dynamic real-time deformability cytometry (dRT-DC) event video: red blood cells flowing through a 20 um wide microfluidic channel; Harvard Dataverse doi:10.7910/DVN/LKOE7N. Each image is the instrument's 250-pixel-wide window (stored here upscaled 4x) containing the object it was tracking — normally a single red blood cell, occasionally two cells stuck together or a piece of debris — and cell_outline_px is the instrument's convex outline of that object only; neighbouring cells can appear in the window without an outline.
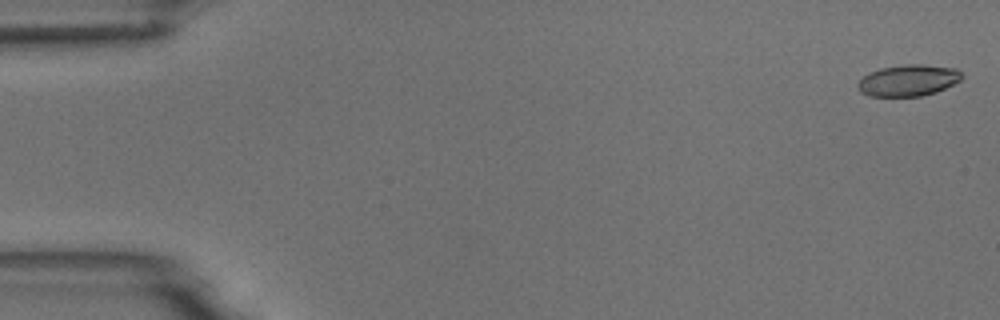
{"species": "common noctule bat (a hibernating species)", "species_latin": "Nyctalus noctula", "temperature_condition": "room temperature", "stored_images_in_passage": 55, "camera_frame_rate_fps": 3000, "um_per_image_px": 0.085, "animal": {"sex": "male", "body_mass_g": 18.8}, "frame": {"image": 1, "passage_image": 2, "time_ms": 0.333, "image_size_px": [1000, 320], "cell_outline_px": [[964, 76], [960, 80], [936, 92], [920, 96], [868, 96], [860, 92], [856, 88], [856, 84], [868, 72], [880, 68], [904, 64], [920, 64], [956, 68]], "centroid_in_image_um": [77.16, 6.83], "position_along_channel_um": 7.8, "area_um2": 19.13}}
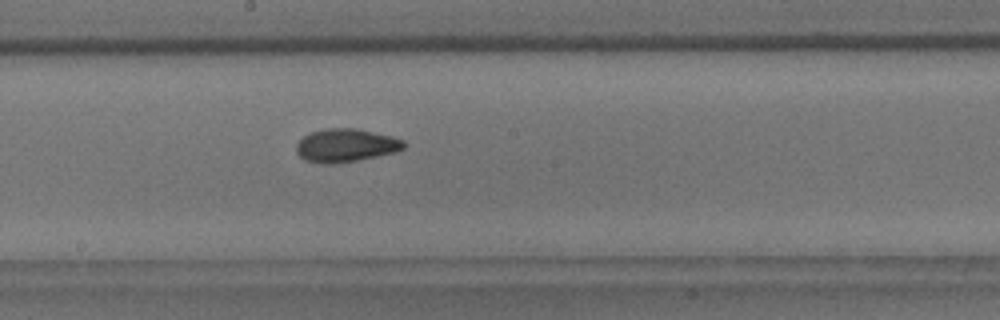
{"frame": {"image": 2, "passage_image": 30, "time_ms": 9.667, "image_size_px": [1000, 320], "cell_outline_px": [[404, 148], [396, 152], [356, 160], [332, 164], [324, 164], [308, 160], [300, 156], [296, 152], [296, 144], [304, 136], [312, 132], [324, 128], [356, 128], [392, 136], [404, 140]], "centroid_in_image_um": [29.4, 12.35], "position_along_channel_um": 218.8, "area_um2": 20.63}}
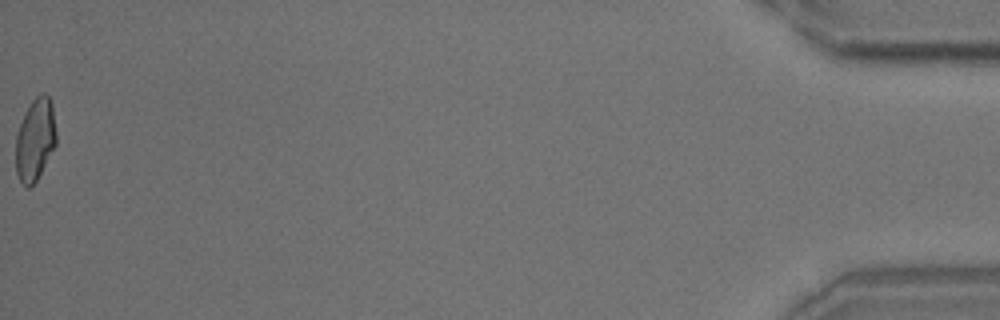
{"frame": {"image": 3, "passage_image": 55, "time_ms": 18.0, "image_size_px": [1000, 320], "cell_outline_px": [[56, 144], [36, 180], [28, 188], [20, 180], [16, 172], [16, 136], [24, 112], [32, 100], [40, 92], [44, 92], [52, 100], [56, 132]], "centroid_in_image_um": [3.0, 11.8], "position_along_channel_um": 432.2, "area_um2": 19.36}, "authors_computed_cell_mechanics": {"area_um2": 19.652, "velocity_mm_per_s": 3.7586, "shape_relaxation_time_tau1_ms": 6.9797, "shape_relaxation_time_tau2_ms": 1.8692, "deformation_change_tau1": 0.1734, "deformation_change_tau2": 0.0743}}